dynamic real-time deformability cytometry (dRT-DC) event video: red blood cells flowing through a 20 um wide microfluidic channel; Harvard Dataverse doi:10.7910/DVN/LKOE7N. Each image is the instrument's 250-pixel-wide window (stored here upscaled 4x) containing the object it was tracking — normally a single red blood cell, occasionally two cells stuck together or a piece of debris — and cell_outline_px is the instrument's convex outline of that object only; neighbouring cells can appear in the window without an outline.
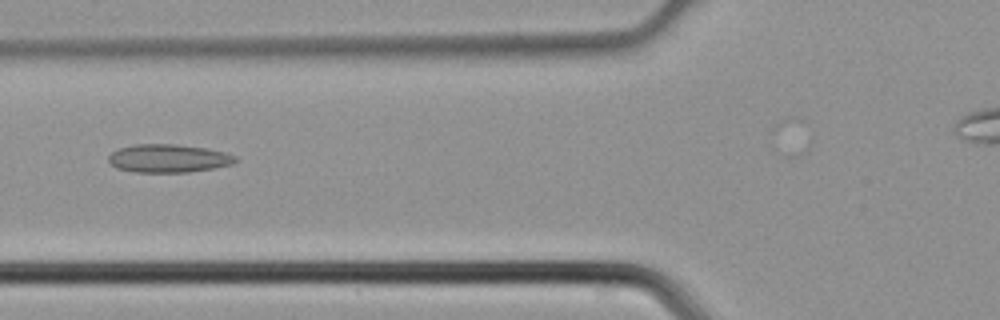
{"species": "common noctule bat (a hibernating species)", "species_latin": "Nyctalus noctula", "temperature_condition": "cold", "stored_images_in_passage": 40, "camera_frame_rate_fps": 3000, "um_per_image_px": 0.085, "animal": {"sex": "male", "body_mass_g": 21.5, "forearm_length_mm": 52.0}, "frame": {"image": 1, "passage_image": 17, "time_ms": 5.333, "image_size_px": [1000, 320], "cell_outline_px": [[236, 160], [232, 164], [216, 168], [188, 172], [132, 172], [116, 168], [108, 160], [108, 156], [112, 152], [120, 148], [132, 144], [176, 144], [208, 148], [224, 152], [236, 156]], "centroid_in_image_um": [14.31, 13.46], "position_along_channel_um": 111.5, "area_um2": 20.98}}
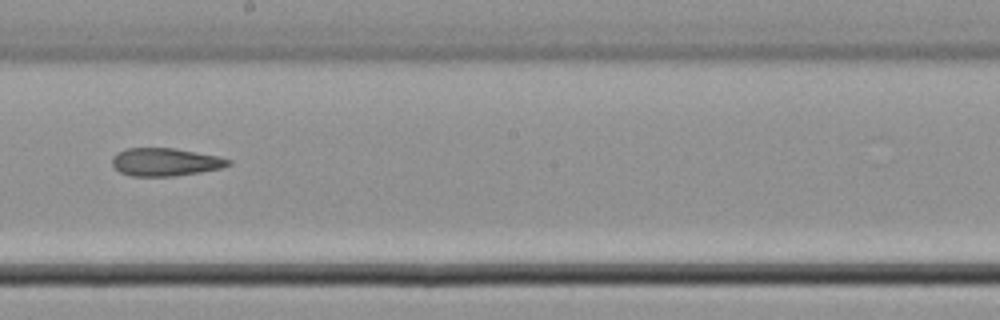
{"frame": {"image": 2, "passage_image": 25, "time_ms": 8.0, "image_size_px": [1000, 320], "cell_outline_px": [[232, 164], [220, 168], [200, 172], [172, 176], [132, 176], [120, 172], [112, 164], [112, 156], [116, 152], [128, 148], [172, 148], [216, 156], [232, 160]], "centroid_in_image_um": [14.02, 13.77], "position_along_channel_um": 234.2, "area_um2": 18.73}}
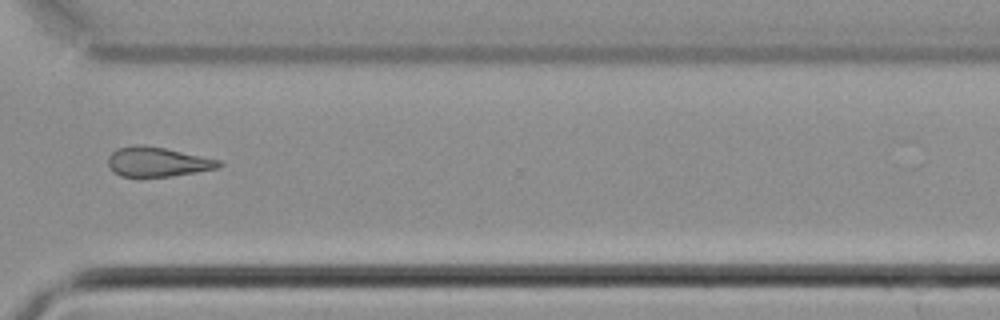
{"frame": {"image": 3, "passage_image": 33, "time_ms": 10.667, "image_size_px": [1000, 320], "cell_outline_px": [[224, 164], [216, 168], [196, 172], [172, 176], [120, 176], [112, 172], [108, 164], [108, 156], [116, 148], [136, 144], [144, 144], [164, 148], [220, 160]], "centroid_in_image_um": [13.34, 13.75], "position_along_channel_um": 357.3, "area_um2": 19.07}}